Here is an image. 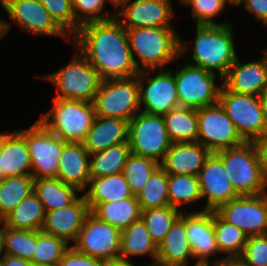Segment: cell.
<instances>
[{"mask_svg": "<svg viewBox=\"0 0 267 266\" xmlns=\"http://www.w3.org/2000/svg\"><path fill=\"white\" fill-rule=\"evenodd\" d=\"M31 266H59V264H57V265H52V264H38V263H31Z\"/></svg>", "mask_w": 267, "mask_h": 266, "instance_id": "obj_57", "label": "cell"}, {"mask_svg": "<svg viewBox=\"0 0 267 266\" xmlns=\"http://www.w3.org/2000/svg\"><path fill=\"white\" fill-rule=\"evenodd\" d=\"M190 260L195 261L185 229V212H182L158 246L156 264L190 266Z\"/></svg>", "mask_w": 267, "mask_h": 266, "instance_id": "obj_24", "label": "cell"}, {"mask_svg": "<svg viewBox=\"0 0 267 266\" xmlns=\"http://www.w3.org/2000/svg\"><path fill=\"white\" fill-rule=\"evenodd\" d=\"M175 66L174 76L179 106L199 109L218 102L219 92L223 85L222 78L218 74L186 61L182 65ZM216 81L220 83L217 84Z\"/></svg>", "mask_w": 267, "mask_h": 266, "instance_id": "obj_9", "label": "cell"}, {"mask_svg": "<svg viewBox=\"0 0 267 266\" xmlns=\"http://www.w3.org/2000/svg\"><path fill=\"white\" fill-rule=\"evenodd\" d=\"M0 6L10 19L1 18L3 37L11 32L15 24L22 32L34 37L54 36L71 44V38L55 23L39 0H4Z\"/></svg>", "mask_w": 267, "mask_h": 266, "instance_id": "obj_7", "label": "cell"}, {"mask_svg": "<svg viewBox=\"0 0 267 266\" xmlns=\"http://www.w3.org/2000/svg\"><path fill=\"white\" fill-rule=\"evenodd\" d=\"M36 247V231L16 230L4 224V254L31 261Z\"/></svg>", "mask_w": 267, "mask_h": 266, "instance_id": "obj_41", "label": "cell"}, {"mask_svg": "<svg viewBox=\"0 0 267 266\" xmlns=\"http://www.w3.org/2000/svg\"><path fill=\"white\" fill-rule=\"evenodd\" d=\"M214 265L215 266H250L240 257L224 258L218 263H215Z\"/></svg>", "mask_w": 267, "mask_h": 266, "instance_id": "obj_50", "label": "cell"}, {"mask_svg": "<svg viewBox=\"0 0 267 266\" xmlns=\"http://www.w3.org/2000/svg\"><path fill=\"white\" fill-rule=\"evenodd\" d=\"M59 266H105V261L81 254L70 246L63 254Z\"/></svg>", "mask_w": 267, "mask_h": 266, "instance_id": "obj_46", "label": "cell"}, {"mask_svg": "<svg viewBox=\"0 0 267 266\" xmlns=\"http://www.w3.org/2000/svg\"><path fill=\"white\" fill-rule=\"evenodd\" d=\"M167 134L174 142H197V109L181 107L171 109L163 115Z\"/></svg>", "mask_w": 267, "mask_h": 266, "instance_id": "obj_32", "label": "cell"}, {"mask_svg": "<svg viewBox=\"0 0 267 266\" xmlns=\"http://www.w3.org/2000/svg\"><path fill=\"white\" fill-rule=\"evenodd\" d=\"M121 231L90 212L72 247L103 261L119 258Z\"/></svg>", "mask_w": 267, "mask_h": 266, "instance_id": "obj_15", "label": "cell"}, {"mask_svg": "<svg viewBox=\"0 0 267 266\" xmlns=\"http://www.w3.org/2000/svg\"><path fill=\"white\" fill-rule=\"evenodd\" d=\"M198 139L211 153L245 143L222 106L216 104L197 109Z\"/></svg>", "mask_w": 267, "mask_h": 266, "instance_id": "obj_14", "label": "cell"}, {"mask_svg": "<svg viewBox=\"0 0 267 266\" xmlns=\"http://www.w3.org/2000/svg\"><path fill=\"white\" fill-rule=\"evenodd\" d=\"M211 152L199 142H174L160 163V167L172 175L198 176Z\"/></svg>", "mask_w": 267, "mask_h": 266, "instance_id": "obj_22", "label": "cell"}, {"mask_svg": "<svg viewBox=\"0 0 267 266\" xmlns=\"http://www.w3.org/2000/svg\"><path fill=\"white\" fill-rule=\"evenodd\" d=\"M141 219L145 223L150 239L158 247L182 211L169 206L141 209Z\"/></svg>", "mask_w": 267, "mask_h": 266, "instance_id": "obj_37", "label": "cell"}, {"mask_svg": "<svg viewBox=\"0 0 267 266\" xmlns=\"http://www.w3.org/2000/svg\"><path fill=\"white\" fill-rule=\"evenodd\" d=\"M173 4L172 0H131L115 10V18L125 29L174 27Z\"/></svg>", "mask_w": 267, "mask_h": 266, "instance_id": "obj_17", "label": "cell"}, {"mask_svg": "<svg viewBox=\"0 0 267 266\" xmlns=\"http://www.w3.org/2000/svg\"><path fill=\"white\" fill-rule=\"evenodd\" d=\"M34 190L32 175L7 177L0 181V221Z\"/></svg>", "mask_w": 267, "mask_h": 266, "instance_id": "obj_36", "label": "cell"}, {"mask_svg": "<svg viewBox=\"0 0 267 266\" xmlns=\"http://www.w3.org/2000/svg\"><path fill=\"white\" fill-rule=\"evenodd\" d=\"M244 63L238 56L227 74L222 78L223 86L238 94L259 96L267 89V56Z\"/></svg>", "mask_w": 267, "mask_h": 266, "instance_id": "obj_21", "label": "cell"}, {"mask_svg": "<svg viewBox=\"0 0 267 266\" xmlns=\"http://www.w3.org/2000/svg\"><path fill=\"white\" fill-rule=\"evenodd\" d=\"M258 97L263 112V116L267 124V89H265Z\"/></svg>", "mask_w": 267, "mask_h": 266, "instance_id": "obj_52", "label": "cell"}, {"mask_svg": "<svg viewBox=\"0 0 267 266\" xmlns=\"http://www.w3.org/2000/svg\"><path fill=\"white\" fill-rule=\"evenodd\" d=\"M145 266H160V265H157V264H153V265H145Z\"/></svg>", "mask_w": 267, "mask_h": 266, "instance_id": "obj_60", "label": "cell"}, {"mask_svg": "<svg viewBox=\"0 0 267 266\" xmlns=\"http://www.w3.org/2000/svg\"><path fill=\"white\" fill-rule=\"evenodd\" d=\"M109 0H72V11L75 17V34L80 26L97 21H107L115 18V8L106 12Z\"/></svg>", "mask_w": 267, "mask_h": 266, "instance_id": "obj_43", "label": "cell"}, {"mask_svg": "<svg viewBox=\"0 0 267 266\" xmlns=\"http://www.w3.org/2000/svg\"><path fill=\"white\" fill-rule=\"evenodd\" d=\"M3 178L31 175V160L24 137L16 130L1 132Z\"/></svg>", "mask_w": 267, "mask_h": 266, "instance_id": "obj_26", "label": "cell"}, {"mask_svg": "<svg viewBox=\"0 0 267 266\" xmlns=\"http://www.w3.org/2000/svg\"><path fill=\"white\" fill-rule=\"evenodd\" d=\"M256 146L259 161L261 166V172L263 176L264 183L267 187V135L253 142Z\"/></svg>", "mask_w": 267, "mask_h": 266, "instance_id": "obj_48", "label": "cell"}, {"mask_svg": "<svg viewBox=\"0 0 267 266\" xmlns=\"http://www.w3.org/2000/svg\"><path fill=\"white\" fill-rule=\"evenodd\" d=\"M213 228L220 255L224 258L240 257L248 240L247 235L213 211Z\"/></svg>", "mask_w": 267, "mask_h": 266, "instance_id": "obj_35", "label": "cell"}, {"mask_svg": "<svg viewBox=\"0 0 267 266\" xmlns=\"http://www.w3.org/2000/svg\"><path fill=\"white\" fill-rule=\"evenodd\" d=\"M174 68L140 71L137 74L141 111L164 115L179 106Z\"/></svg>", "mask_w": 267, "mask_h": 266, "instance_id": "obj_13", "label": "cell"}, {"mask_svg": "<svg viewBox=\"0 0 267 266\" xmlns=\"http://www.w3.org/2000/svg\"><path fill=\"white\" fill-rule=\"evenodd\" d=\"M89 164L90 154L82 142L64 141L56 178L83 193L90 181Z\"/></svg>", "mask_w": 267, "mask_h": 266, "instance_id": "obj_23", "label": "cell"}, {"mask_svg": "<svg viewBox=\"0 0 267 266\" xmlns=\"http://www.w3.org/2000/svg\"><path fill=\"white\" fill-rule=\"evenodd\" d=\"M233 24L195 25L193 46L180 38V57L188 52L190 56L184 58L187 63L223 78L238 57Z\"/></svg>", "mask_w": 267, "mask_h": 266, "instance_id": "obj_2", "label": "cell"}, {"mask_svg": "<svg viewBox=\"0 0 267 266\" xmlns=\"http://www.w3.org/2000/svg\"><path fill=\"white\" fill-rule=\"evenodd\" d=\"M151 257L149 265L156 264L158 247L150 239L145 223L142 219L133 222L121 231L120 258L132 261L131 257Z\"/></svg>", "mask_w": 267, "mask_h": 266, "instance_id": "obj_28", "label": "cell"}, {"mask_svg": "<svg viewBox=\"0 0 267 266\" xmlns=\"http://www.w3.org/2000/svg\"><path fill=\"white\" fill-rule=\"evenodd\" d=\"M224 1H226L230 7L234 6V8L235 7L237 8L238 2H239L238 0H224Z\"/></svg>", "mask_w": 267, "mask_h": 266, "instance_id": "obj_56", "label": "cell"}, {"mask_svg": "<svg viewBox=\"0 0 267 266\" xmlns=\"http://www.w3.org/2000/svg\"><path fill=\"white\" fill-rule=\"evenodd\" d=\"M128 142L132 153L160 164L172 144L163 115L139 111L129 121Z\"/></svg>", "mask_w": 267, "mask_h": 266, "instance_id": "obj_12", "label": "cell"}, {"mask_svg": "<svg viewBox=\"0 0 267 266\" xmlns=\"http://www.w3.org/2000/svg\"><path fill=\"white\" fill-rule=\"evenodd\" d=\"M214 154L222 161L226 175L240 196L267 193L259 155L253 142H245Z\"/></svg>", "mask_w": 267, "mask_h": 266, "instance_id": "obj_6", "label": "cell"}, {"mask_svg": "<svg viewBox=\"0 0 267 266\" xmlns=\"http://www.w3.org/2000/svg\"><path fill=\"white\" fill-rule=\"evenodd\" d=\"M71 43L98 71L102 80L128 78L139 73L126 29L116 18L80 26Z\"/></svg>", "mask_w": 267, "mask_h": 266, "instance_id": "obj_1", "label": "cell"}, {"mask_svg": "<svg viewBox=\"0 0 267 266\" xmlns=\"http://www.w3.org/2000/svg\"><path fill=\"white\" fill-rule=\"evenodd\" d=\"M25 139L34 179L56 178L64 141L38 120L27 129L15 128Z\"/></svg>", "mask_w": 267, "mask_h": 266, "instance_id": "obj_10", "label": "cell"}, {"mask_svg": "<svg viewBox=\"0 0 267 266\" xmlns=\"http://www.w3.org/2000/svg\"><path fill=\"white\" fill-rule=\"evenodd\" d=\"M70 45L75 51L71 61L54 73L41 75V79L56 88V95L52 99L93 103L102 79L85 56L72 43Z\"/></svg>", "mask_w": 267, "mask_h": 266, "instance_id": "obj_4", "label": "cell"}, {"mask_svg": "<svg viewBox=\"0 0 267 266\" xmlns=\"http://www.w3.org/2000/svg\"><path fill=\"white\" fill-rule=\"evenodd\" d=\"M168 199L171 207L177 208L182 212H190L194 210L195 203L202 201L200 192V183L198 176L178 174H168ZM193 204V205H192ZM186 209H181L184 206ZM193 206V207H192Z\"/></svg>", "mask_w": 267, "mask_h": 266, "instance_id": "obj_33", "label": "cell"}, {"mask_svg": "<svg viewBox=\"0 0 267 266\" xmlns=\"http://www.w3.org/2000/svg\"><path fill=\"white\" fill-rule=\"evenodd\" d=\"M129 121L95 116L92 127L82 141L89 154L128 142Z\"/></svg>", "mask_w": 267, "mask_h": 266, "instance_id": "obj_25", "label": "cell"}, {"mask_svg": "<svg viewBox=\"0 0 267 266\" xmlns=\"http://www.w3.org/2000/svg\"><path fill=\"white\" fill-rule=\"evenodd\" d=\"M4 256V223L0 221V262Z\"/></svg>", "mask_w": 267, "mask_h": 266, "instance_id": "obj_53", "label": "cell"}, {"mask_svg": "<svg viewBox=\"0 0 267 266\" xmlns=\"http://www.w3.org/2000/svg\"><path fill=\"white\" fill-rule=\"evenodd\" d=\"M215 212L247 237L267 234V193L239 196L220 205Z\"/></svg>", "mask_w": 267, "mask_h": 266, "instance_id": "obj_16", "label": "cell"}, {"mask_svg": "<svg viewBox=\"0 0 267 266\" xmlns=\"http://www.w3.org/2000/svg\"><path fill=\"white\" fill-rule=\"evenodd\" d=\"M0 263L2 266H31V261L9 254H4Z\"/></svg>", "mask_w": 267, "mask_h": 266, "instance_id": "obj_49", "label": "cell"}, {"mask_svg": "<svg viewBox=\"0 0 267 266\" xmlns=\"http://www.w3.org/2000/svg\"><path fill=\"white\" fill-rule=\"evenodd\" d=\"M95 115L130 121L141 111L137 75L128 78L102 80L95 95Z\"/></svg>", "mask_w": 267, "mask_h": 266, "instance_id": "obj_8", "label": "cell"}, {"mask_svg": "<svg viewBox=\"0 0 267 266\" xmlns=\"http://www.w3.org/2000/svg\"><path fill=\"white\" fill-rule=\"evenodd\" d=\"M239 6L267 27V0H239Z\"/></svg>", "mask_w": 267, "mask_h": 266, "instance_id": "obj_47", "label": "cell"}, {"mask_svg": "<svg viewBox=\"0 0 267 266\" xmlns=\"http://www.w3.org/2000/svg\"><path fill=\"white\" fill-rule=\"evenodd\" d=\"M105 266H136V265L133 261H129L119 257L105 261Z\"/></svg>", "mask_w": 267, "mask_h": 266, "instance_id": "obj_51", "label": "cell"}, {"mask_svg": "<svg viewBox=\"0 0 267 266\" xmlns=\"http://www.w3.org/2000/svg\"><path fill=\"white\" fill-rule=\"evenodd\" d=\"M55 23L70 37L75 35L72 0H39Z\"/></svg>", "mask_w": 267, "mask_h": 266, "instance_id": "obj_44", "label": "cell"}, {"mask_svg": "<svg viewBox=\"0 0 267 266\" xmlns=\"http://www.w3.org/2000/svg\"><path fill=\"white\" fill-rule=\"evenodd\" d=\"M218 103L245 142H254L267 135V124L258 96L231 92L222 85Z\"/></svg>", "mask_w": 267, "mask_h": 266, "instance_id": "obj_11", "label": "cell"}, {"mask_svg": "<svg viewBox=\"0 0 267 266\" xmlns=\"http://www.w3.org/2000/svg\"><path fill=\"white\" fill-rule=\"evenodd\" d=\"M69 248L70 245L63 239L36 231V247L31 263L57 265Z\"/></svg>", "mask_w": 267, "mask_h": 266, "instance_id": "obj_40", "label": "cell"}, {"mask_svg": "<svg viewBox=\"0 0 267 266\" xmlns=\"http://www.w3.org/2000/svg\"><path fill=\"white\" fill-rule=\"evenodd\" d=\"M179 5L191 7L192 21L194 25H225L232 23L230 20L217 22L215 18L220 16L228 7L224 0H183ZM215 19V20H214Z\"/></svg>", "mask_w": 267, "mask_h": 266, "instance_id": "obj_42", "label": "cell"}, {"mask_svg": "<svg viewBox=\"0 0 267 266\" xmlns=\"http://www.w3.org/2000/svg\"><path fill=\"white\" fill-rule=\"evenodd\" d=\"M160 166L156 161L130 153L123 169V175L133 195L137 196L146 185L151 174Z\"/></svg>", "mask_w": 267, "mask_h": 266, "instance_id": "obj_39", "label": "cell"}, {"mask_svg": "<svg viewBox=\"0 0 267 266\" xmlns=\"http://www.w3.org/2000/svg\"><path fill=\"white\" fill-rule=\"evenodd\" d=\"M168 174L159 166L150 176L142 191L137 195L141 209L169 206Z\"/></svg>", "mask_w": 267, "mask_h": 266, "instance_id": "obj_38", "label": "cell"}, {"mask_svg": "<svg viewBox=\"0 0 267 266\" xmlns=\"http://www.w3.org/2000/svg\"><path fill=\"white\" fill-rule=\"evenodd\" d=\"M45 212L62 209L72 204L81 194L76 187L58 178L34 179V190Z\"/></svg>", "mask_w": 267, "mask_h": 266, "instance_id": "obj_29", "label": "cell"}, {"mask_svg": "<svg viewBox=\"0 0 267 266\" xmlns=\"http://www.w3.org/2000/svg\"><path fill=\"white\" fill-rule=\"evenodd\" d=\"M4 37H3V34H2V28H1V18H0V40H2Z\"/></svg>", "mask_w": 267, "mask_h": 266, "instance_id": "obj_58", "label": "cell"}, {"mask_svg": "<svg viewBox=\"0 0 267 266\" xmlns=\"http://www.w3.org/2000/svg\"><path fill=\"white\" fill-rule=\"evenodd\" d=\"M130 153L129 142H124L90 154V179L122 173Z\"/></svg>", "mask_w": 267, "mask_h": 266, "instance_id": "obj_34", "label": "cell"}, {"mask_svg": "<svg viewBox=\"0 0 267 266\" xmlns=\"http://www.w3.org/2000/svg\"><path fill=\"white\" fill-rule=\"evenodd\" d=\"M100 220L123 231L133 222L141 219V207L137 196L117 202L99 203L92 211Z\"/></svg>", "mask_w": 267, "mask_h": 266, "instance_id": "obj_30", "label": "cell"}, {"mask_svg": "<svg viewBox=\"0 0 267 266\" xmlns=\"http://www.w3.org/2000/svg\"><path fill=\"white\" fill-rule=\"evenodd\" d=\"M90 212L86 198L82 193L72 204L62 209L46 212L41 231L63 239L72 246Z\"/></svg>", "mask_w": 267, "mask_h": 266, "instance_id": "obj_20", "label": "cell"}, {"mask_svg": "<svg viewBox=\"0 0 267 266\" xmlns=\"http://www.w3.org/2000/svg\"><path fill=\"white\" fill-rule=\"evenodd\" d=\"M198 179L205 205L203 203L201 209L195 207L194 212L215 211L220 205L240 196L226 175L222 161L214 153L205 160L198 173Z\"/></svg>", "mask_w": 267, "mask_h": 266, "instance_id": "obj_18", "label": "cell"}, {"mask_svg": "<svg viewBox=\"0 0 267 266\" xmlns=\"http://www.w3.org/2000/svg\"><path fill=\"white\" fill-rule=\"evenodd\" d=\"M175 27L126 29L138 71L166 69L180 57V37Z\"/></svg>", "mask_w": 267, "mask_h": 266, "instance_id": "obj_3", "label": "cell"}, {"mask_svg": "<svg viewBox=\"0 0 267 266\" xmlns=\"http://www.w3.org/2000/svg\"><path fill=\"white\" fill-rule=\"evenodd\" d=\"M50 109L37 119L65 142H82L95 118L93 103L52 99Z\"/></svg>", "mask_w": 267, "mask_h": 266, "instance_id": "obj_5", "label": "cell"}, {"mask_svg": "<svg viewBox=\"0 0 267 266\" xmlns=\"http://www.w3.org/2000/svg\"><path fill=\"white\" fill-rule=\"evenodd\" d=\"M83 194L90 211L99 203L117 202L134 196L123 173L91 178Z\"/></svg>", "mask_w": 267, "mask_h": 266, "instance_id": "obj_27", "label": "cell"}, {"mask_svg": "<svg viewBox=\"0 0 267 266\" xmlns=\"http://www.w3.org/2000/svg\"><path fill=\"white\" fill-rule=\"evenodd\" d=\"M131 0H109L110 5L113 7H115L116 9L119 8L122 4H124L125 2H128Z\"/></svg>", "mask_w": 267, "mask_h": 266, "instance_id": "obj_54", "label": "cell"}, {"mask_svg": "<svg viewBox=\"0 0 267 266\" xmlns=\"http://www.w3.org/2000/svg\"><path fill=\"white\" fill-rule=\"evenodd\" d=\"M262 52H264L265 55L267 56V48H265Z\"/></svg>", "mask_w": 267, "mask_h": 266, "instance_id": "obj_59", "label": "cell"}, {"mask_svg": "<svg viewBox=\"0 0 267 266\" xmlns=\"http://www.w3.org/2000/svg\"><path fill=\"white\" fill-rule=\"evenodd\" d=\"M240 258L250 266H267V234L248 237Z\"/></svg>", "mask_w": 267, "mask_h": 266, "instance_id": "obj_45", "label": "cell"}, {"mask_svg": "<svg viewBox=\"0 0 267 266\" xmlns=\"http://www.w3.org/2000/svg\"><path fill=\"white\" fill-rule=\"evenodd\" d=\"M45 210L33 191L26 196L2 221L5 226L16 230L41 231Z\"/></svg>", "mask_w": 267, "mask_h": 266, "instance_id": "obj_31", "label": "cell"}, {"mask_svg": "<svg viewBox=\"0 0 267 266\" xmlns=\"http://www.w3.org/2000/svg\"><path fill=\"white\" fill-rule=\"evenodd\" d=\"M2 156H1V132H0V181L3 179V170H2Z\"/></svg>", "mask_w": 267, "mask_h": 266, "instance_id": "obj_55", "label": "cell"}, {"mask_svg": "<svg viewBox=\"0 0 267 266\" xmlns=\"http://www.w3.org/2000/svg\"><path fill=\"white\" fill-rule=\"evenodd\" d=\"M185 229L195 262L215 264L224 259L216 244L213 211L185 212Z\"/></svg>", "mask_w": 267, "mask_h": 266, "instance_id": "obj_19", "label": "cell"}]
</instances>
